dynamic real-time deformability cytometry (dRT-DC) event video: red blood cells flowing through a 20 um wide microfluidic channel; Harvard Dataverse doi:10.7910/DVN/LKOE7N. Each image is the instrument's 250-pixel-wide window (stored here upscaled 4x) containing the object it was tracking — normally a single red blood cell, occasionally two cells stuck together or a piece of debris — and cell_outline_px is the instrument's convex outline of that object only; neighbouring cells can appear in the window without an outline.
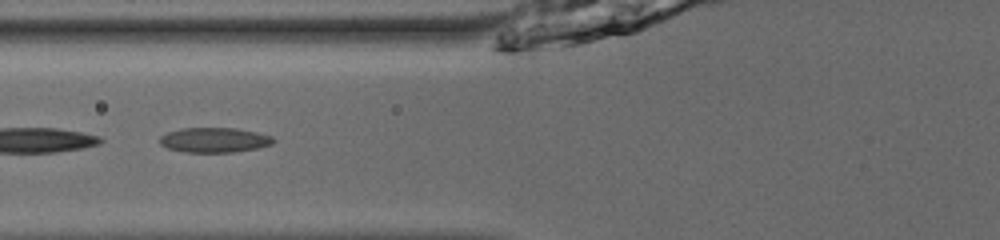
{"species": "common noctule bat (a hibernating species)", "species_latin": "Nyctalus noctula", "temperature_condition": "room temperature", "stored_images_in_passage": 36, "segment_of_instrument_passage": [2, 2], "camera_frame_rate_fps": 3000, "um_per_image_px": 0.085, "animal": {"sex": "male", "body_mass_g": 13.0, "forearm_length_mm": 53.1}, "frame": {"image": 1, "passage_image": 16, "time_ms": 5.0, "image_size_px": [1000, 240], "cell_outline_px": [[276, 140], [272, 144], [256, 148], [232, 152], [184, 152], [168, 148], [160, 144], [160, 136], [168, 132], [184, 128], [236, 128], [256, 132], [272, 136]], "centroid_in_image_um": [18.23, 11.9], "position_along_channel_um": 107.6, "area_um2": 16.36}}
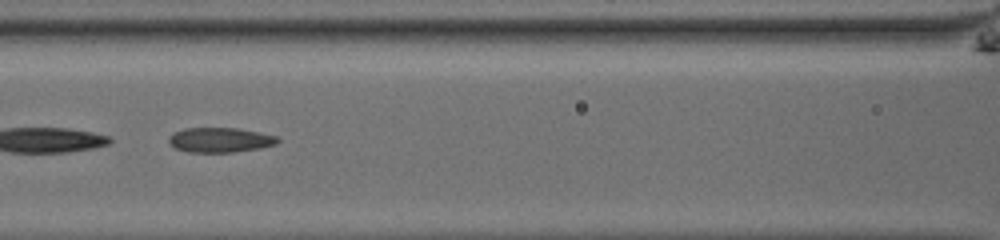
{"frame": {"image": 2, "passage_image": 19, "time_ms": 6.0, "image_size_px": [1000, 240], "cell_outline_px": [[280, 140], [276, 144], [260, 148], [232, 152], [188, 152], [176, 148], [168, 144], [168, 136], [184, 128], [236, 128], [276, 136]], "centroid_in_image_um": [18.67, 11.9], "position_along_channel_um": 147.9, "area_um2": 15.61}}